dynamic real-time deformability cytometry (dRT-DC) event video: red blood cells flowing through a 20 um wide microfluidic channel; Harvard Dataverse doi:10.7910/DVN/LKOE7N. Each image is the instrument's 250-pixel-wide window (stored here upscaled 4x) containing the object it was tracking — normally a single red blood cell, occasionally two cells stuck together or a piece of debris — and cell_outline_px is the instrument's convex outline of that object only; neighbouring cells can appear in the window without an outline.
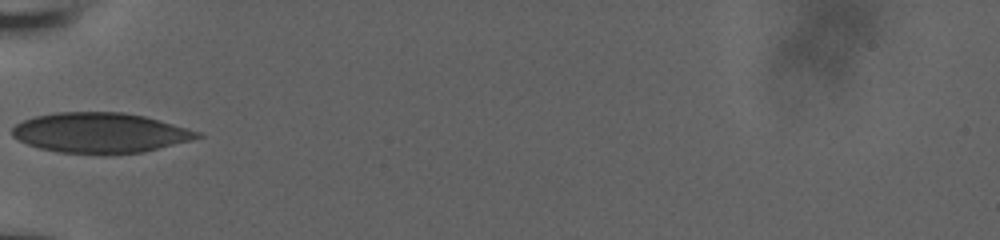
{"species": "human", "species_latin": "Homo sapiens", "temperature_condition": "room temperature", "stored_images_in_passage": 31, "camera_frame_rate_fps": 3000, "um_per_image_px": 0.085, "donor": {"sex": "male"}, "frame": {"image": 1, "passage_image": 1, "time_ms": 0.0, "image_size_px": [1000, 240], "cell_outline_px": [[204, 136], [192, 140], [144, 152], [104, 156], [56, 152], [40, 148], [28, 144], [12, 136], [12, 128], [16, 124], [24, 120], [36, 116], [56, 112], [124, 112], [144, 116], [160, 120], [200, 132]], "centroid_in_image_um": [8.53, 11.31], "position_along_channel_um": 76.5, "area_um2": 43.87}}
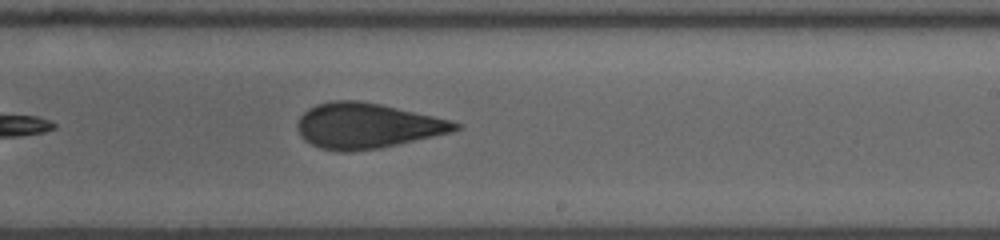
{"frame": {"image": 2, "passage_image": 12, "time_ms": 3.667, "image_size_px": [1000, 240], "cell_outline_px": [[464, 124], [460, 128], [452, 132], [380, 148], [348, 152], [340, 152], [320, 148], [304, 140], [296, 128], [296, 124], [300, 116], [308, 108], [316, 104], [332, 100], [360, 100], [380, 104], [452, 120]], "centroid_in_image_um": [31.18, 10.68], "position_along_channel_um": 257.8, "area_um2": 41.85}}
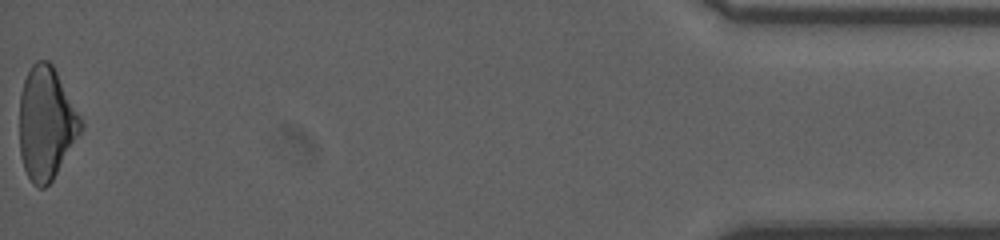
{"frame": {"image": 3, "passage_image": 31, "time_ms": 10.0, "image_size_px": [1000, 240], "cell_outline_px": [[84, 124], [80, 132], [52, 180], [44, 188], [40, 188], [32, 184], [24, 168], [20, 156], [20, 92], [24, 80], [32, 64], [36, 60], [48, 60], [52, 64], [80, 116]], "centroid_in_image_um": [3.9, 10.47], "position_along_channel_um": 431.3, "area_um2": 39.82}, "authors_computed_cell_mechanics": {"area_um2": 40.8068, "velocity_mm_per_s": 3.8779, "shape_relaxation_time_tau1_ms": null, "shape_relaxation_time_tau2_ms": 0.9102, "deformation_change_tau1": null, "deformation_change_tau2": 0.0474}}